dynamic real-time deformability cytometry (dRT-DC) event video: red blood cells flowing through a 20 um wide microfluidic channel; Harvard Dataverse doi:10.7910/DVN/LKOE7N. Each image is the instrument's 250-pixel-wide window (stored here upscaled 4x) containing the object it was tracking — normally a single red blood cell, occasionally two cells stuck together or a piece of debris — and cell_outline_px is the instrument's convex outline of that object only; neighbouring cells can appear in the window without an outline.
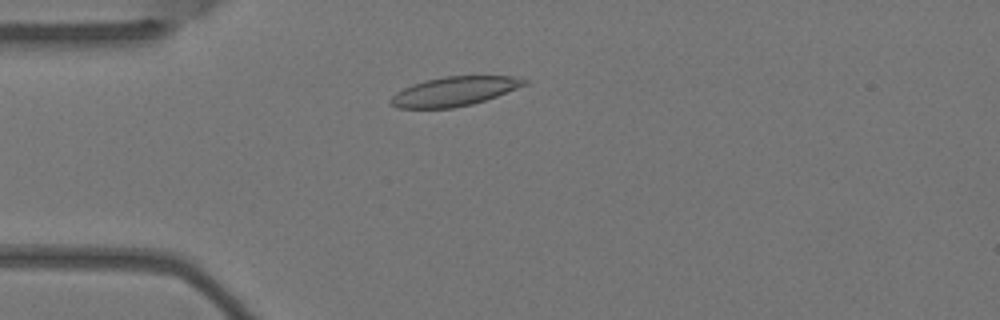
{"species": "Egyptian fruit bat (a non-hibernating species)", "species_latin": "Rousettus aegyptiacus", "temperature_condition": "warm", "stored_images_in_passage": 4, "camera_frame_rate_fps": 3000, "um_per_image_px": 0.085, "animal": {"sex": "female"}, "frame": {"image": 1, "passage_image": 4, "time_ms": 1.0, "image_size_px": [1000, 320], "cell_outline_px": [[528, 84], [496, 96], [472, 104], [452, 108], [396, 108], [388, 104], [388, 100], [396, 92], [412, 84], [424, 80], [444, 76], [512, 76], [528, 80]], "centroid_in_image_um": [38.56, 7.76], "position_along_channel_um": 46.4, "area_um2": 22.83}}